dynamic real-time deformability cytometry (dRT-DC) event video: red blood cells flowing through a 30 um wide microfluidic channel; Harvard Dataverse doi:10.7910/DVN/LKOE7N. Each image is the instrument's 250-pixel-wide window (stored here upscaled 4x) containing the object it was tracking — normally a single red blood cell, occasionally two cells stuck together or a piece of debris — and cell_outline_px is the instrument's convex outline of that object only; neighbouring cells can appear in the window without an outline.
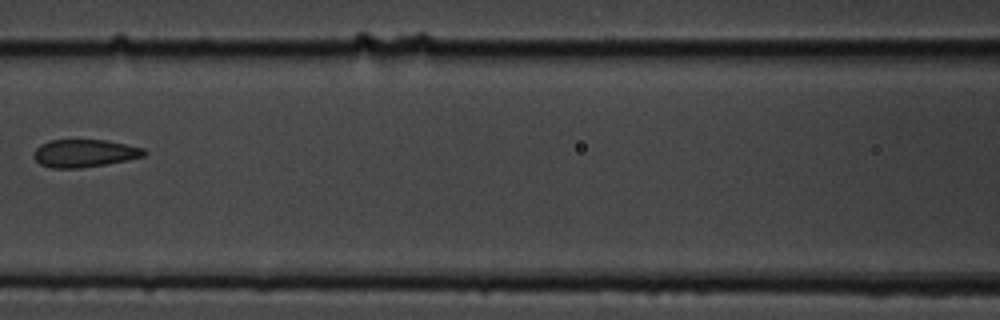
{"species": "common noctule bat (a hibernating species)", "species_latin": "Nyctalus noctula", "temperature_condition": "cold", "stored_images_in_passage": 5, "camera_frame_rate_fps": 3000, "um_per_image_px": 0.085, "animal": {"sex": "male", "body_mass_g": 19.5, "forearm_length_mm": 54.6}, "frame": {"image": 1, "passage_image": 3, "time_ms": 2.333, "image_size_px": [1000, 320], "cell_outline_px": [[148, 152], [144, 156], [128, 160], [80, 168], [48, 168], [40, 164], [36, 160], [36, 148], [40, 144], [48, 140], [108, 140], [144, 148]], "centroid_in_image_um": [7.21, 13.02], "position_along_channel_um": 159.4, "area_um2": 17.8}}
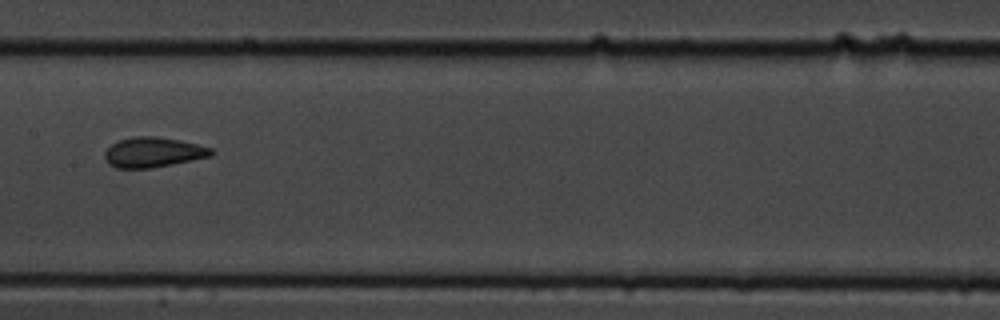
{"frame": {"image": 2, "passage_image": 4, "time_ms": 3.333, "image_size_px": [1000, 320], "cell_outline_px": [[216, 152], [212, 156], [152, 168], [116, 168], [108, 164], [104, 156], [104, 152], [116, 140], [132, 136], [156, 136], [180, 140], [212, 148]], "centroid_in_image_um": [13.01, 12.94], "position_along_channel_um": 194.4, "area_um2": 18.84}}
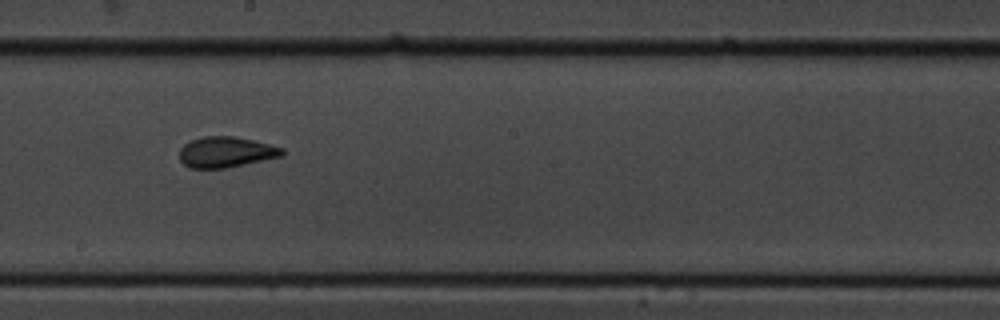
{"frame": {"image": 3, "passage_image": 5, "time_ms": 4.333, "image_size_px": [1000, 320], "cell_outline_px": [[284, 152], [280, 156], [244, 164], [224, 168], [188, 168], [180, 160], [180, 148], [184, 144], [192, 140], [204, 136], [236, 136], [284, 148]], "centroid_in_image_um": [19.17, 12.92], "position_along_channel_um": 229.0, "area_um2": 18.15}}